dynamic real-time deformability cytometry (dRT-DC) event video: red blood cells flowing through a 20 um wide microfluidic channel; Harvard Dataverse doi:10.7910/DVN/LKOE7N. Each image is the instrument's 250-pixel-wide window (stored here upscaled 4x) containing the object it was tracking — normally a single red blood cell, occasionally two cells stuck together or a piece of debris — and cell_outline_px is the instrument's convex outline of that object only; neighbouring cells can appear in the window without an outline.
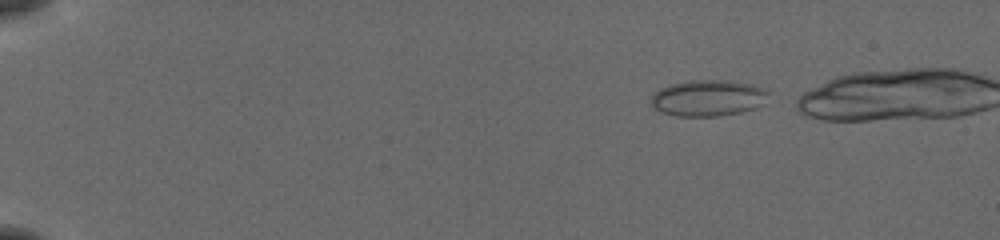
{"species": "common noctule bat (a hibernating species)", "species_latin": "Nyctalus noctula", "temperature_condition": "cold", "stored_images_in_passage": 42, "camera_frame_rate_fps": 3000, "um_per_image_px": 0.085, "animal": {"sex": "female", "body_mass_g": 19.5, "forearm_length_mm": 54.1}, "frame": {"image": 1, "passage_image": 1, "time_ms": 0.0, "image_size_px": [1000, 240], "cell_outline_px": [[768, 92], [760, 104], [756, 108], [740, 112], [716, 116], [676, 116], [664, 112], [656, 108], [652, 104], [652, 96], [660, 88], [672, 84], [688, 80], [724, 80], [752, 84]], "centroid_in_image_um": [60.15, 8.32], "position_along_channel_um": 24.8, "area_um2": 24.22}}
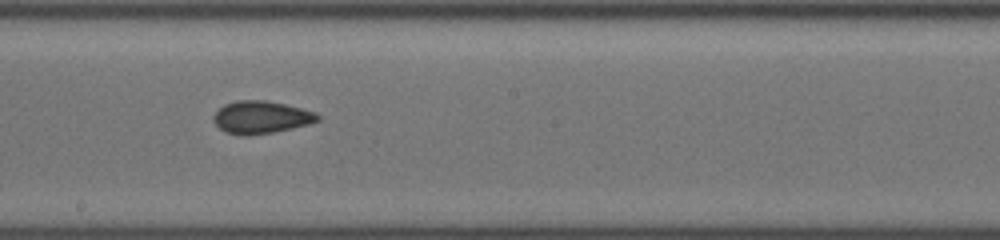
{"frame": {"image": 2, "passage_image": 25, "time_ms": 8.0, "image_size_px": [1000, 240], "cell_outline_px": [[320, 120], [308, 124], [292, 128], [272, 132], [248, 136], [240, 136], [224, 132], [212, 120], [212, 116], [224, 104], [236, 100], [264, 100], [284, 104], [316, 112], [320, 116]], "centroid_in_image_um": [22.16, 9.97], "position_along_channel_um": 226.0, "area_um2": 19.83}}
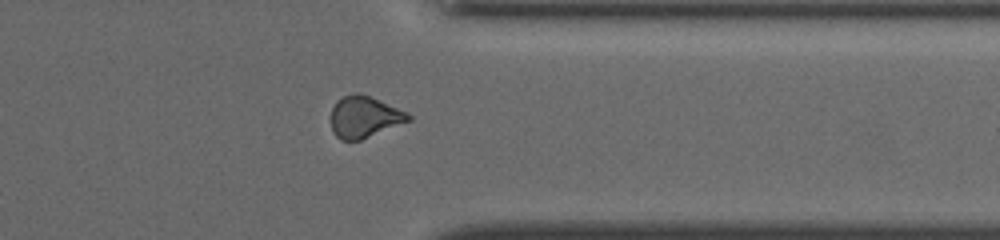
{"frame": {"image": 3, "passage_image": 37, "time_ms": 12.0, "image_size_px": [1000, 240], "cell_outline_px": [[412, 120], [360, 140], [340, 140], [332, 132], [332, 108], [336, 100], [344, 96], [356, 92], [360, 92], [408, 112], [412, 116]], "centroid_in_image_um": [30.98, 9.93], "position_along_channel_um": 380.4, "area_um2": 18.79}}